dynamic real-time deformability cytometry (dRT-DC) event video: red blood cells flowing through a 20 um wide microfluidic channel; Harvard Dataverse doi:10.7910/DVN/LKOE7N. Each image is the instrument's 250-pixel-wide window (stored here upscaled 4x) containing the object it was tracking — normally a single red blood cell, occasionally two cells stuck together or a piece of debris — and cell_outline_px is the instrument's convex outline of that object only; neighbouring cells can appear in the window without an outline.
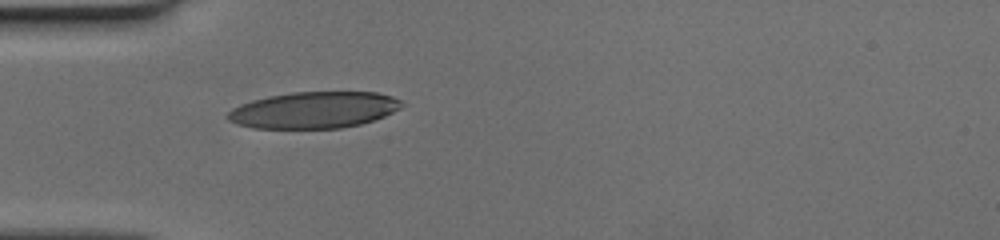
{"species": "human", "species_latin": "Homo sapiens", "temperature_condition": "cold", "stored_images_in_passage": 34, "camera_frame_rate_fps": 3000, "um_per_image_px": 0.085, "donor": {"sex": "female"}, "frame": {"image": 1, "passage_image": 1, "time_ms": 0.0, "image_size_px": [1000, 240], "cell_outline_px": [[404, 104], [400, 108], [384, 116], [360, 124], [340, 128], [252, 128], [236, 124], [228, 120], [228, 112], [232, 108], [240, 104], [252, 100], [268, 96], [292, 92], [376, 92], [392, 96], [400, 100]], "centroid_in_image_um": [26.66, 9.35], "position_along_channel_um": 58.3, "area_um2": 36.93}}
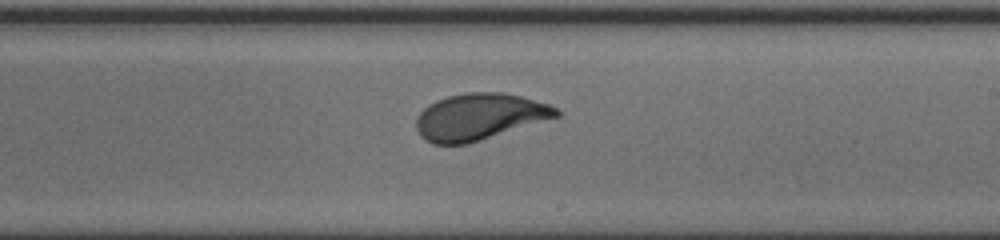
{"frame": {"image": 2, "passage_image": 16, "time_ms": 5.0, "image_size_px": [1000, 240], "cell_outline_px": [[560, 116], [468, 144], [432, 144], [424, 140], [420, 136], [416, 128], [416, 120], [420, 112], [424, 108], [436, 100], [448, 96], [464, 92], [504, 92], [520, 96], [548, 104], [556, 108], [560, 112]], "centroid_in_image_um": [40.72, 9.92], "position_along_channel_um": 248.3, "area_um2": 37.97}}
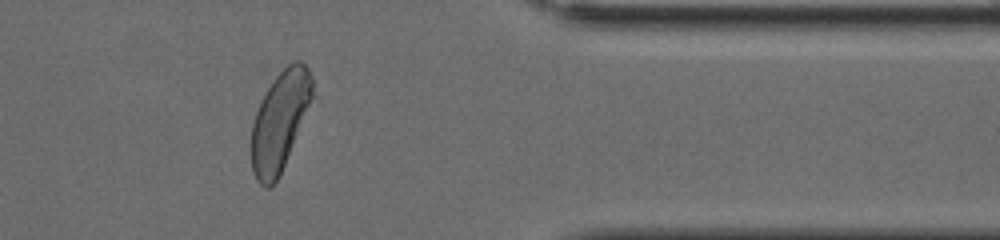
{"frame": {"image": 3, "passage_image": 28, "time_ms": 9.0, "image_size_px": [1000, 240], "cell_outline_px": [[316, 96], [284, 164], [276, 180], [268, 188], [264, 188], [256, 180], [252, 172], [252, 124], [256, 112], [272, 80], [288, 64], [296, 60], [300, 60], [308, 68], [312, 76]], "centroid_in_image_um": [23.84, 10.25], "position_along_channel_um": 387.6, "area_um2": 35.37}}